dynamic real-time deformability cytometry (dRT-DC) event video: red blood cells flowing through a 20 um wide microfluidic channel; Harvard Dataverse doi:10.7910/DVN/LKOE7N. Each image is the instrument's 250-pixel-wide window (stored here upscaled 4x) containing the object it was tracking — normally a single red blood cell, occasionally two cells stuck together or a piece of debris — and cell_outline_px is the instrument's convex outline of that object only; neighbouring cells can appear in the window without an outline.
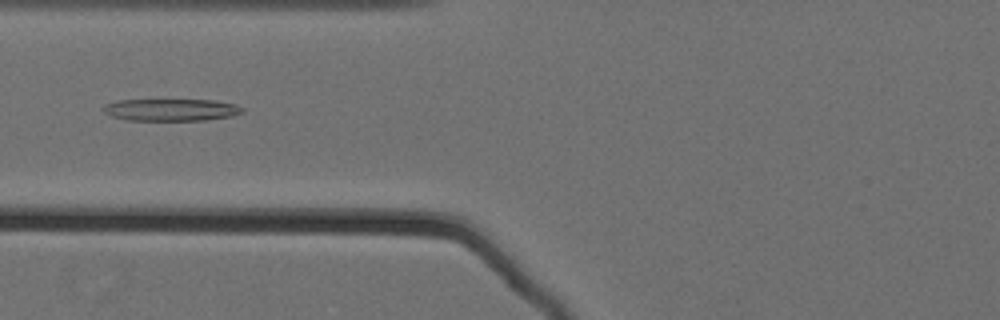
{"species": "Egyptian fruit bat (a non-hibernating species)", "species_latin": "Rousettus aegyptiacus", "temperature_condition": "cold", "stored_images_in_passage": 41, "camera_frame_rate_fps": 3000, "um_per_image_px": 0.085, "animal": {"sex": "female"}, "frame": {"image": 1, "passage_image": 9, "time_ms": 2.667, "image_size_px": [1000, 320], "cell_outline_px": [[244, 112], [232, 116], [204, 120], [124, 120], [112, 116], [104, 112], [104, 104], [120, 100], [216, 100], [236, 104], [244, 108]], "centroid_in_image_um": [14.58, 9.33], "position_along_channel_um": 111.2, "area_um2": 17.92}}
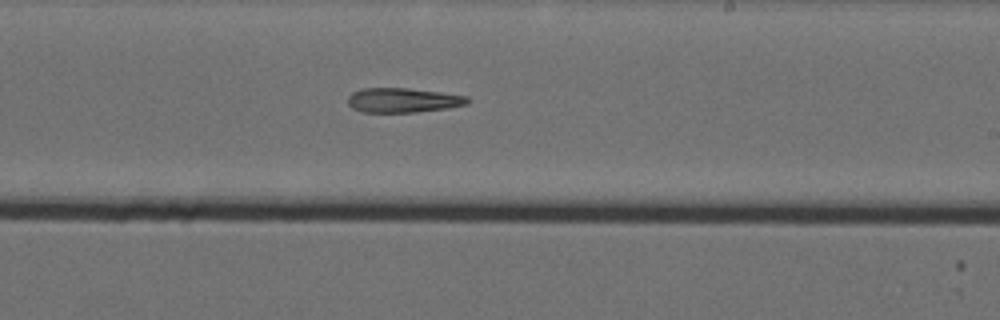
{"frame": {"image": 2, "passage_image": 21, "time_ms": 6.667, "image_size_px": [1000, 320], "cell_outline_px": [[468, 104], [448, 108], [416, 112], [364, 112], [352, 108], [348, 104], [348, 96], [352, 92], [360, 88], [408, 88], [440, 92], [468, 96]], "centroid_in_image_um": [34.23, 8.51], "position_along_channel_um": 254.8, "area_um2": 17.17}}
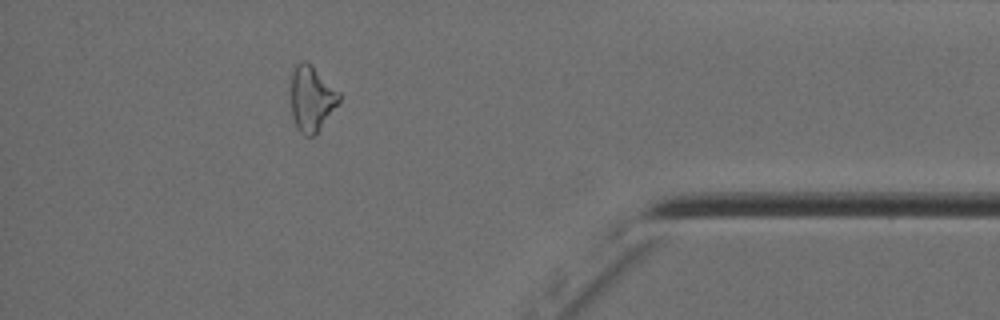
{"frame": {"image": 3, "passage_image": 36, "time_ms": 11.667, "image_size_px": [1000, 320], "cell_outline_px": [[340, 100], [316, 136], [304, 136], [296, 128], [292, 116], [292, 72], [296, 64], [300, 60], [304, 60], [312, 64], [340, 92]], "centroid_in_image_um": [26.5, 8.38], "position_along_channel_um": 408.7, "area_um2": 18.55}, "authors_computed_cell_mechanics": {"area_um2": 18.1492, "velocity_mm_per_s": 3.571, "shape_relaxation_time_tau1_ms": 5.4042, "shape_relaxation_time_tau2_ms": null, "deformation_change_tau1": 0.1733, "deformation_change_tau2": null}}